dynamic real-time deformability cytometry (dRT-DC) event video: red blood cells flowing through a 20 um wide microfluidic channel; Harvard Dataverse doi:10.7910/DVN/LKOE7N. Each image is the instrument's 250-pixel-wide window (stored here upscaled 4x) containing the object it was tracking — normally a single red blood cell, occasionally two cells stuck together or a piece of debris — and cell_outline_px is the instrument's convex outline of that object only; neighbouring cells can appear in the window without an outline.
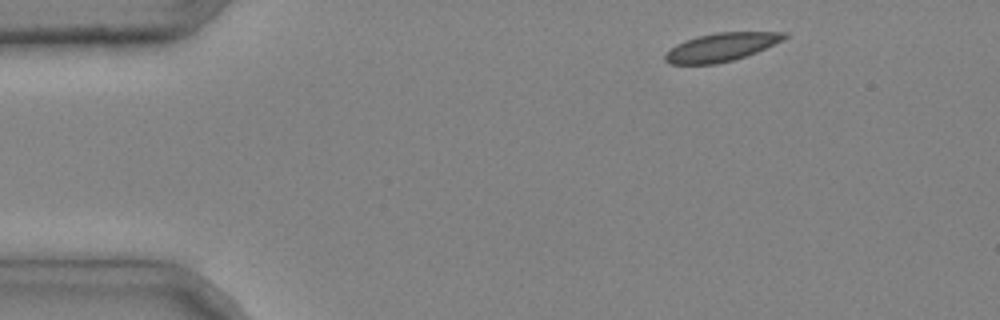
{"species": "common noctule bat (a hibernating species)", "species_latin": "Nyctalus noctula", "temperature_condition": "cold", "stored_images_in_passage": 4, "segment_of_instrument_passage": [1, 2], "camera_frame_rate_fps": 3000, "um_per_image_px": 0.085, "animal": {"sex": "male", "body_mass_g": 20.4}, "frame": {"image": 1, "passage_image": 1, "time_ms": 0.0, "image_size_px": [1000, 320], "cell_outline_px": [[788, 36], [756, 52], [732, 60], [716, 64], [668, 64], [664, 60], [664, 56], [676, 44], [684, 40], [696, 36], [716, 32], [788, 32]], "centroid_in_image_um": [61.25, 4.0], "position_along_channel_um": 23.8, "area_um2": 19.42}}
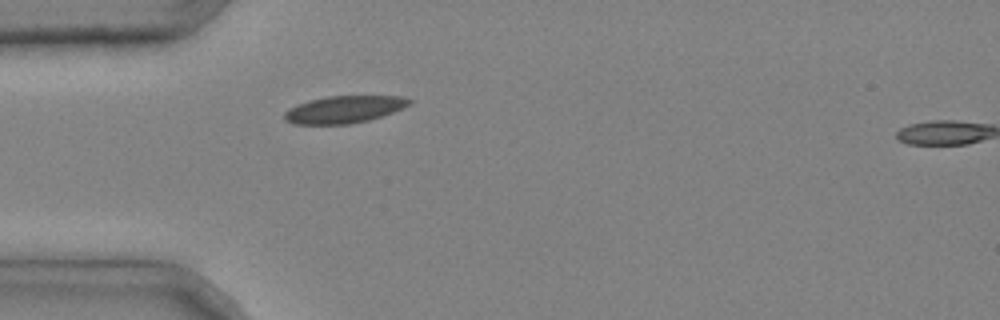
{"frame": {"image": 2, "passage_image": 3, "time_ms": 0.667, "image_size_px": [1000, 320], "cell_outline_px": [[412, 104], [392, 112], [368, 120], [348, 124], [292, 124], [284, 120], [284, 112], [288, 108], [296, 104], [308, 100], [328, 96], [404, 96], [412, 100]], "centroid_in_image_um": [29.21, 9.29], "position_along_channel_um": 55.8, "area_um2": 19.88}}